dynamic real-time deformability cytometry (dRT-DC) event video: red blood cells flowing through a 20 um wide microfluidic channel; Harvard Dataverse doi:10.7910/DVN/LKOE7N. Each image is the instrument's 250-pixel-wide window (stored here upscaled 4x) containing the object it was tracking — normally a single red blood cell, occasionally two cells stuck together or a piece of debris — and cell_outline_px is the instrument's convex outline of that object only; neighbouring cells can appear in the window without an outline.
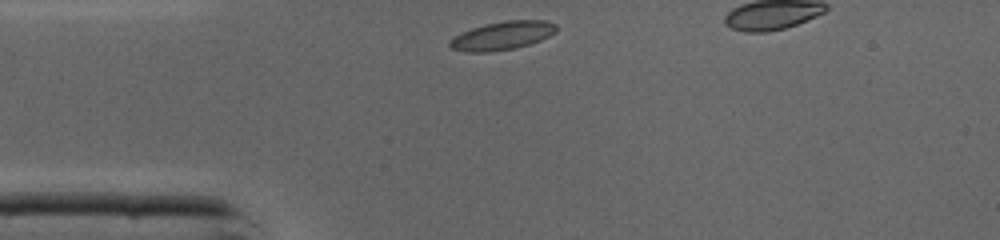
{"species": "common noctule bat (a hibernating species)", "species_latin": "Nyctalus noctula", "temperature_condition": "cold", "stored_images_in_passage": 28, "camera_frame_rate_fps": 3000, "um_per_image_px": 0.085, "animal": {"sex": "male", "body_mass_g": 19.0, "forearm_length_mm": 50.8}, "frame": {"image": 1, "passage_image": 1, "time_ms": 0.0, "image_size_px": [1000, 240], "cell_outline_px": [[556, 32], [540, 40], [516, 48], [488, 52], [464, 52], [452, 48], [448, 44], [448, 40], [452, 36], [460, 32], [484, 24], [504, 20], [544, 20], [556, 24]], "centroid_in_image_um": [42.64, 3.02], "position_along_channel_um": 42.4, "area_um2": 17.8}}
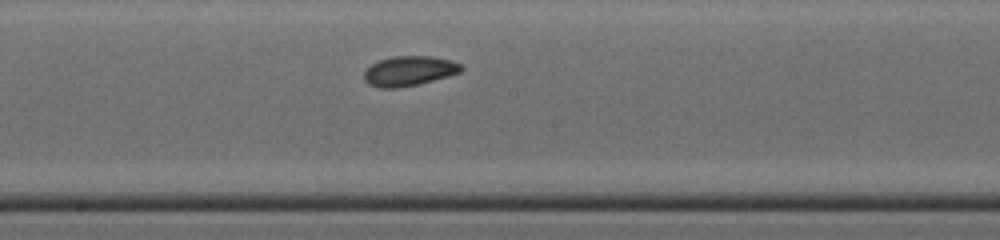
{"frame": {"image": 2, "passage_image": 14, "time_ms": 4.333, "image_size_px": [1000, 240], "cell_outline_px": [[464, 68], [460, 72], [448, 76], [416, 84], [396, 88], [380, 88], [368, 84], [364, 80], [364, 72], [372, 64], [380, 60], [392, 56], [432, 56], [452, 60], [460, 64]], "centroid_in_image_um": [34.77, 6.02], "position_along_channel_um": 213.4, "area_um2": 16.76}}
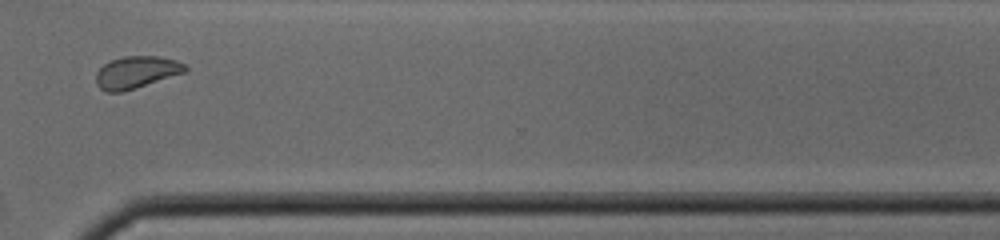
{"frame": {"image": 3, "passage_image": 24, "time_ms": 7.667, "image_size_px": [1000, 240], "cell_outline_px": [[188, 68], [184, 72], [120, 92], [104, 92], [96, 84], [96, 72], [104, 64], [112, 60], [124, 56], [160, 56], [176, 60], [184, 64]], "centroid_in_image_um": [11.55, 6.13], "position_along_channel_um": 359.1, "area_um2": 16.36}}